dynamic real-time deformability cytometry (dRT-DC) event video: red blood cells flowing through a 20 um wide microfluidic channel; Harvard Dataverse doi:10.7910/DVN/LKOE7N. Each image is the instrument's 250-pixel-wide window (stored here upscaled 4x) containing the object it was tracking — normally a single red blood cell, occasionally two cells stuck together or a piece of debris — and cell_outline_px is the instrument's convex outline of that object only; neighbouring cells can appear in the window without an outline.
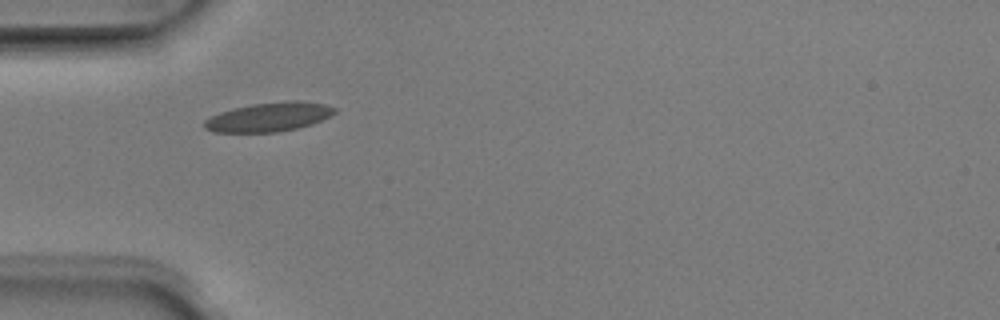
{"species": "Egyptian fruit bat (a non-hibernating species)", "species_latin": "Rousettus aegyptiacus", "temperature_condition": "room temperature", "stored_images_in_passage": 36, "camera_frame_rate_fps": 3000, "um_per_image_px": 0.085, "animal": {"sex": "male"}, "frame": {"image": 1, "passage_image": 1, "time_ms": 0.0, "image_size_px": [1000, 320], "cell_outline_px": [[336, 112], [312, 124], [296, 128], [276, 132], [212, 132], [204, 128], [204, 120], [220, 112], [232, 108], [252, 104], [284, 100], [296, 100], [324, 104], [336, 108]], "centroid_in_image_um": [22.83, 9.93], "position_along_channel_um": 62.2, "area_um2": 22.02}}
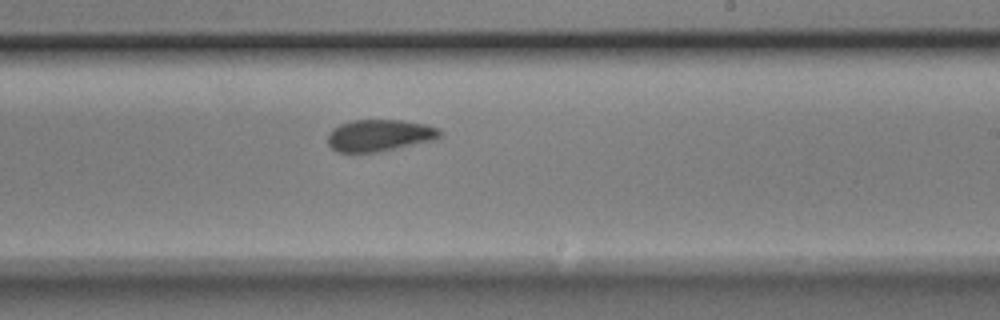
{"frame": {"image": 2, "passage_image": 16, "time_ms": 5.0, "image_size_px": [1000, 320], "cell_outline_px": [[440, 136], [436, 140], [376, 152], [336, 152], [328, 144], [328, 136], [332, 128], [340, 124], [352, 120], [400, 120], [424, 124], [440, 128]], "centroid_in_image_um": [32.25, 11.5], "position_along_channel_um": 256.8, "area_um2": 20.75}}
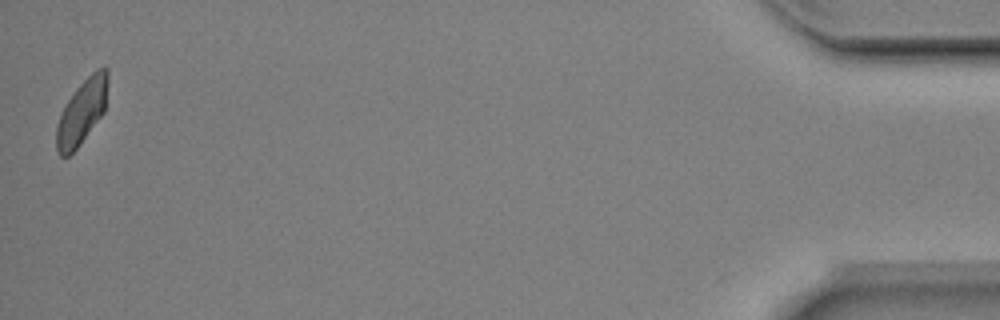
{"frame": {"image": 3, "passage_image": 36, "time_ms": 11.667, "image_size_px": [1000, 320], "cell_outline_px": [[108, 80], [104, 112], [76, 148], [68, 156], [60, 156], [56, 152], [56, 128], [60, 116], [68, 100], [76, 88], [96, 68], [104, 64], [108, 68]], "centroid_in_image_um": [6.97, 9.46], "position_along_channel_um": 428.2, "area_um2": 19.13}, "authors_computed_cell_mechanics": {"area_um2": 21.0681, "velocity_mm_per_s": 3.9333, "shape_relaxation_time_tau1_ms": 3.0377, "shape_relaxation_time_tau2_ms": 2.8781, "deformation_change_tau1": 0.1152, "deformation_change_tau2": 0.053}}